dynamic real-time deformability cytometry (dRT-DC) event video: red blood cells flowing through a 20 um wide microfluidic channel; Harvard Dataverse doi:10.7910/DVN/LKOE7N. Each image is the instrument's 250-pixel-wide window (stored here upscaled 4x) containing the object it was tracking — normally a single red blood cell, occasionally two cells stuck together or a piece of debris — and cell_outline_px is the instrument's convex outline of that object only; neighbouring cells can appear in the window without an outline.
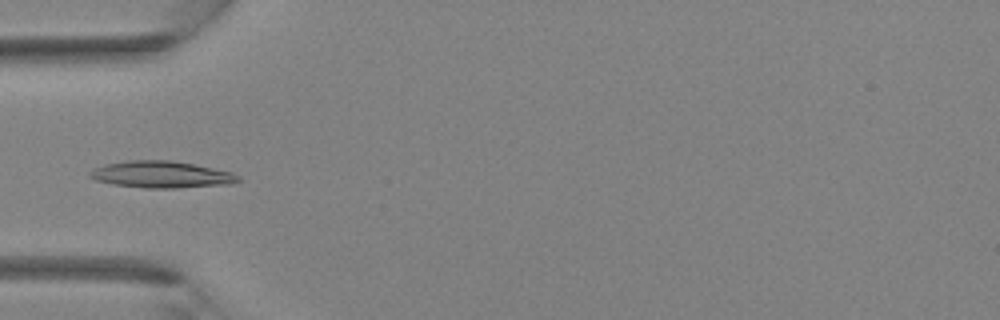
{"species": "Egyptian fruit bat (a non-hibernating species)", "species_latin": "Rousettus aegyptiacus", "temperature_condition": "room temperature", "stored_images_in_passage": 34, "camera_frame_rate_fps": 3000, "um_per_image_px": 0.085, "animal": {"sex": "female"}, "frame": {"image": 1, "passage_image": 7, "time_ms": 2.0, "image_size_px": [1000, 320], "cell_outline_px": [[240, 180], [232, 184], [176, 188], [144, 188], [112, 184], [96, 180], [88, 176], [88, 172], [92, 168], [104, 164], [124, 160], [172, 160], [232, 172], [240, 176]], "centroid_in_image_um": [13.67, 14.83], "position_along_channel_um": 71.3, "area_um2": 23.35}}
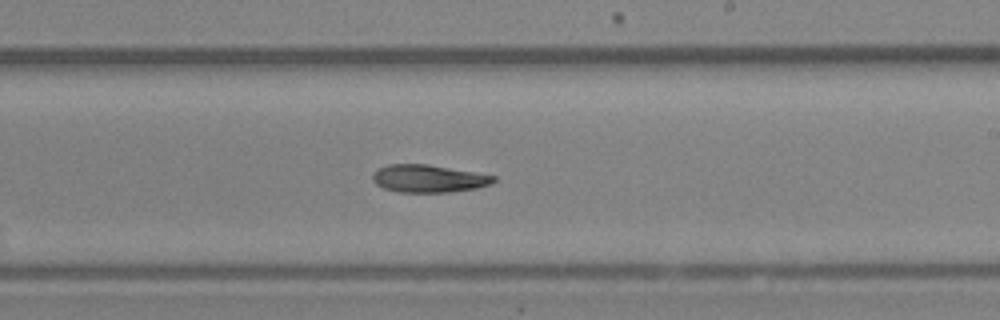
{"frame": {"image": 2, "passage_image": 18, "time_ms": 5.667, "image_size_px": [1000, 320], "cell_outline_px": [[496, 180], [492, 184], [476, 188], [448, 192], [400, 192], [384, 188], [376, 184], [372, 180], [372, 176], [380, 168], [388, 164], [428, 164], [496, 176]], "centroid_in_image_um": [36.44, 15.18], "position_along_channel_um": 252.6, "area_um2": 19.31}}
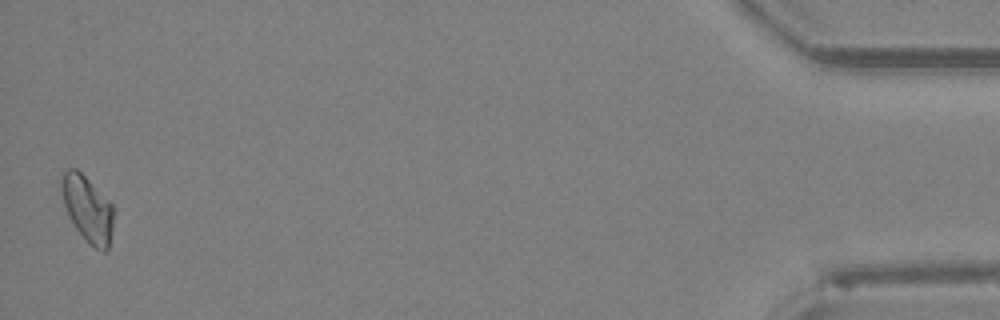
{"frame": {"image": 3, "passage_image": 34, "time_ms": 11.0, "image_size_px": [1000, 320], "cell_outline_px": [[116, 208], [112, 232], [108, 248], [104, 252], [100, 252], [76, 228], [68, 216], [64, 204], [60, 188], [60, 176], [68, 168], [76, 168]], "centroid_in_image_um": [7.45, 17.73], "position_along_channel_um": 427.7, "area_um2": 20.0}}